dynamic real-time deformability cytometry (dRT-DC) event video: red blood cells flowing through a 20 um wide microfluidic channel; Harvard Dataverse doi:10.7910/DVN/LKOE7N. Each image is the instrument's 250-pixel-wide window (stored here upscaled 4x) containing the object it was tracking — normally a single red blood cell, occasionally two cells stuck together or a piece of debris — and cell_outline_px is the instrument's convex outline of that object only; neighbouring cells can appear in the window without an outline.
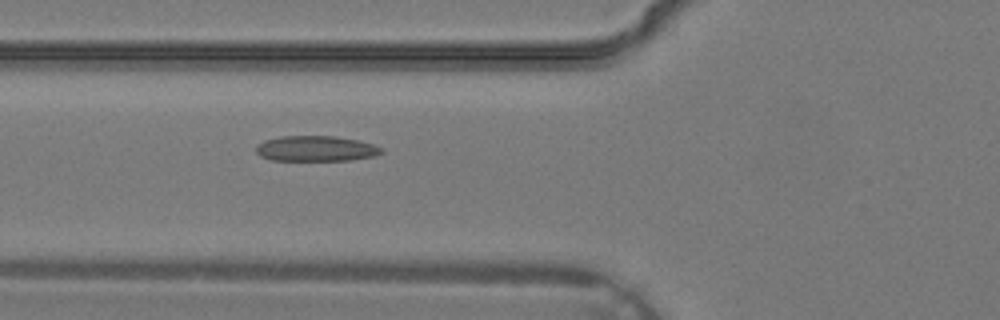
{"species": "common noctule bat (a hibernating species)", "species_latin": "Nyctalus noctula", "temperature_condition": "warm", "stored_images_in_passage": 32, "camera_frame_rate_fps": 3000, "um_per_image_px": 0.085, "animal": {"sex": "male", "body_mass_g": 19.2, "forearm_length_mm": 51.8}, "frame": {"image": 1, "passage_image": 10, "time_ms": 3.0, "image_size_px": [1000, 320], "cell_outline_px": [[384, 152], [376, 156], [348, 160], [272, 160], [260, 156], [256, 152], [256, 148], [264, 140], [280, 136], [336, 136], [356, 140], [372, 144], [384, 148]], "centroid_in_image_um": [26.88, 12.63], "position_along_channel_um": 98.9, "area_um2": 18.55}}
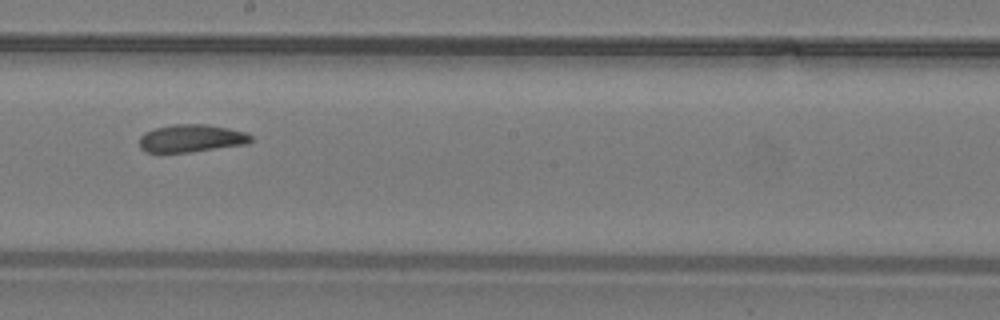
{"frame": {"image": 2, "passage_image": 17, "time_ms": 5.333, "image_size_px": [1000, 320], "cell_outline_px": [[252, 140], [248, 144], [188, 152], [148, 152], [140, 148], [140, 136], [144, 132], [156, 128], [172, 124], [208, 124], [228, 128], [244, 132], [252, 136]], "centroid_in_image_um": [16.27, 11.75], "position_along_channel_um": 231.9, "area_um2": 17.92}}
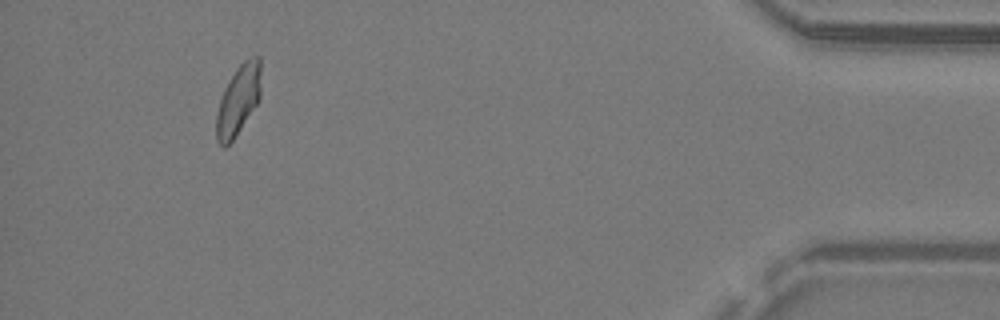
{"frame": {"image": 3, "passage_image": 30, "time_ms": 9.667, "image_size_px": [1000, 320], "cell_outline_px": [[260, 100], [232, 140], [224, 148], [216, 140], [216, 116], [220, 100], [224, 88], [236, 68], [244, 60], [252, 56], [260, 56]], "centroid_in_image_um": [20.26, 8.49], "position_along_channel_um": 414.9, "area_um2": 18.03}}